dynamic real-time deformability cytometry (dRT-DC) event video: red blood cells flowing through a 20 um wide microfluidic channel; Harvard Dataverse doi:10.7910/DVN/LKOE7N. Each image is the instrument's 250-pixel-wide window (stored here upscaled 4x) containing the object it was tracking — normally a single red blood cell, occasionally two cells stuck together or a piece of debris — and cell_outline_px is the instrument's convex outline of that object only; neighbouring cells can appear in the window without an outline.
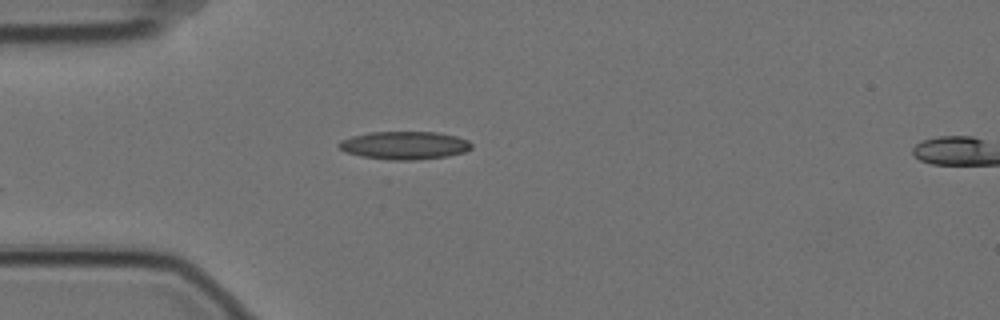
{"species": "Egyptian fruit bat (a non-hibernating species)", "species_latin": "Rousettus aegyptiacus", "temperature_condition": "cold", "stored_images_in_passage": 3, "camera_frame_rate_fps": 3000, "um_per_image_px": 0.085, "animal": {"sex": "female"}, "frame": {"image": 1, "passage_image": 1, "time_ms": 0.0, "image_size_px": [1000, 320], "cell_outline_px": [[472, 148], [464, 152], [448, 156], [412, 160], [392, 160], [360, 156], [344, 152], [336, 144], [340, 140], [352, 136], [368, 132], [436, 132], [456, 136], [468, 140], [472, 144]], "centroid_in_image_um": [34.36, 12.35], "position_along_channel_um": 50.6, "area_um2": 21.73}}